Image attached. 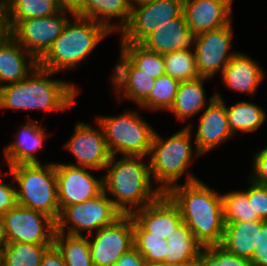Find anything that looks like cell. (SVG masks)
Returning a JSON list of instances; mask_svg holds the SVG:
<instances>
[{
    "mask_svg": "<svg viewBox=\"0 0 267 266\" xmlns=\"http://www.w3.org/2000/svg\"><path fill=\"white\" fill-rule=\"evenodd\" d=\"M198 266H252L249 259L235 256L220 245L204 247Z\"/></svg>",
    "mask_w": 267,
    "mask_h": 266,
    "instance_id": "obj_35",
    "label": "cell"
},
{
    "mask_svg": "<svg viewBox=\"0 0 267 266\" xmlns=\"http://www.w3.org/2000/svg\"><path fill=\"white\" fill-rule=\"evenodd\" d=\"M53 245L61 253L66 266H94L88 236L54 232Z\"/></svg>",
    "mask_w": 267,
    "mask_h": 266,
    "instance_id": "obj_29",
    "label": "cell"
},
{
    "mask_svg": "<svg viewBox=\"0 0 267 266\" xmlns=\"http://www.w3.org/2000/svg\"><path fill=\"white\" fill-rule=\"evenodd\" d=\"M147 266H198V263H183V262L173 263V262L162 261V262L147 264Z\"/></svg>",
    "mask_w": 267,
    "mask_h": 266,
    "instance_id": "obj_45",
    "label": "cell"
},
{
    "mask_svg": "<svg viewBox=\"0 0 267 266\" xmlns=\"http://www.w3.org/2000/svg\"><path fill=\"white\" fill-rule=\"evenodd\" d=\"M110 80L117 100L134 101L138 108L149 97L155 83L150 75L139 70L121 51Z\"/></svg>",
    "mask_w": 267,
    "mask_h": 266,
    "instance_id": "obj_19",
    "label": "cell"
},
{
    "mask_svg": "<svg viewBox=\"0 0 267 266\" xmlns=\"http://www.w3.org/2000/svg\"><path fill=\"white\" fill-rule=\"evenodd\" d=\"M232 22L228 25L194 36L192 48L195 53L197 71L200 77L212 79L225 68L237 51L232 48ZM194 46V47H193Z\"/></svg>",
    "mask_w": 267,
    "mask_h": 266,
    "instance_id": "obj_14",
    "label": "cell"
},
{
    "mask_svg": "<svg viewBox=\"0 0 267 266\" xmlns=\"http://www.w3.org/2000/svg\"><path fill=\"white\" fill-rule=\"evenodd\" d=\"M165 72L179 82L200 78L192 47L163 54Z\"/></svg>",
    "mask_w": 267,
    "mask_h": 266,
    "instance_id": "obj_32",
    "label": "cell"
},
{
    "mask_svg": "<svg viewBox=\"0 0 267 266\" xmlns=\"http://www.w3.org/2000/svg\"><path fill=\"white\" fill-rule=\"evenodd\" d=\"M54 73L38 65L22 81L0 87V109L67 111L75 104L79 88L69 81L51 79Z\"/></svg>",
    "mask_w": 267,
    "mask_h": 266,
    "instance_id": "obj_2",
    "label": "cell"
},
{
    "mask_svg": "<svg viewBox=\"0 0 267 266\" xmlns=\"http://www.w3.org/2000/svg\"><path fill=\"white\" fill-rule=\"evenodd\" d=\"M55 169L60 212L66 206L92 199L103 191V177L93 176V169L62 162L55 163Z\"/></svg>",
    "mask_w": 267,
    "mask_h": 266,
    "instance_id": "obj_16",
    "label": "cell"
},
{
    "mask_svg": "<svg viewBox=\"0 0 267 266\" xmlns=\"http://www.w3.org/2000/svg\"><path fill=\"white\" fill-rule=\"evenodd\" d=\"M253 165L248 179L254 183L267 185V146L253 155Z\"/></svg>",
    "mask_w": 267,
    "mask_h": 266,
    "instance_id": "obj_37",
    "label": "cell"
},
{
    "mask_svg": "<svg viewBox=\"0 0 267 266\" xmlns=\"http://www.w3.org/2000/svg\"><path fill=\"white\" fill-rule=\"evenodd\" d=\"M122 213L104 191L82 203L66 206L56 221V231L76 236H89L112 224ZM87 231V234L85 235Z\"/></svg>",
    "mask_w": 267,
    "mask_h": 266,
    "instance_id": "obj_9",
    "label": "cell"
},
{
    "mask_svg": "<svg viewBox=\"0 0 267 266\" xmlns=\"http://www.w3.org/2000/svg\"><path fill=\"white\" fill-rule=\"evenodd\" d=\"M257 62L247 54L237 52L221 72L222 85L235 92L254 96L266 76V70Z\"/></svg>",
    "mask_w": 267,
    "mask_h": 266,
    "instance_id": "obj_21",
    "label": "cell"
},
{
    "mask_svg": "<svg viewBox=\"0 0 267 266\" xmlns=\"http://www.w3.org/2000/svg\"><path fill=\"white\" fill-rule=\"evenodd\" d=\"M134 247L147 264L199 263L204 245L182 221L178 206L163 193L154 202L135 210Z\"/></svg>",
    "mask_w": 267,
    "mask_h": 266,
    "instance_id": "obj_1",
    "label": "cell"
},
{
    "mask_svg": "<svg viewBox=\"0 0 267 266\" xmlns=\"http://www.w3.org/2000/svg\"><path fill=\"white\" fill-rule=\"evenodd\" d=\"M214 93L216 97L202 111L196 134H194L195 148L203 156L235 136L229 127L226 103L218 90Z\"/></svg>",
    "mask_w": 267,
    "mask_h": 266,
    "instance_id": "obj_17",
    "label": "cell"
},
{
    "mask_svg": "<svg viewBox=\"0 0 267 266\" xmlns=\"http://www.w3.org/2000/svg\"><path fill=\"white\" fill-rule=\"evenodd\" d=\"M27 123L20 126L15 140L7 144L3 150L7 166L23 163H41L36 153L44 146V141L48 138L46 128L39 124L38 120L29 118Z\"/></svg>",
    "mask_w": 267,
    "mask_h": 266,
    "instance_id": "obj_20",
    "label": "cell"
},
{
    "mask_svg": "<svg viewBox=\"0 0 267 266\" xmlns=\"http://www.w3.org/2000/svg\"><path fill=\"white\" fill-rule=\"evenodd\" d=\"M1 217L9 243L53 244L56 222L45 213L17 204Z\"/></svg>",
    "mask_w": 267,
    "mask_h": 266,
    "instance_id": "obj_12",
    "label": "cell"
},
{
    "mask_svg": "<svg viewBox=\"0 0 267 266\" xmlns=\"http://www.w3.org/2000/svg\"><path fill=\"white\" fill-rule=\"evenodd\" d=\"M5 22V0H0V38L7 33Z\"/></svg>",
    "mask_w": 267,
    "mask_h": 266,
    "instance_id": "obj_43",
    "label": "cell"
},
{
    "mask_svg": "<svg viewBox=\"0 0 267 266\" xmlns=\"http://www.w3.org/2000/svg\"><path fill=\"white\" fill-rule=\"evenodd\" d=\"M153 1H155V0H129L131 8L139 6V5H142V4H145V3H150V2H153Z\"/></svg>",
    "mask_w": 267,
    "mask_h": 266,
    "instance_id": "obj_46",
    "label": "cell"
},
{
    "mask_svg": "<svg viewBox=\"0 0 267 266\" xmlns=\"http://www.w3.org/2000/svg\"><path fill=\"white\" fill-rule=\"evenodd\" d=\"M229 127L234 135L251 133L258 130L265 120L267 113L261 106L247 101L236 102L232 106L226 104Z\"/></svg>",
    "mask_w": 267,
    "mask_h": 266,
    "instance_id": "obj_28",
    "label": "cell"
},
{
    "mask_svg": "<svg viewBox=\"0 0 267 266\" xmlns=\"http://www.w3.org/2000/svg\"><path fill=\"white\" fill-rule=\"evenodd\" d=\"M112 33L105 25L93 19L73 15L59 37L38 61V65L55 74L75 69Z\"/></svg>",
    "mask_w": 267,
    "mask_h": 266,
    "instance_id": "obj_6",
    "label": "cell"
},
{
    "mask_svg": "<svg viewBox=\"0 0 267 266\" xmlns=\"http://www.w3.org/2000/svg\"><path fill=\"white\" fill-rule=\"evenodd\" d=\"M209 78L200 77L191 81L180 82L174 103L168 112L173 113L176 120L186 122L202 112L216 97L215 93L206 99L204 82ZM188 119V120H187Z\"/></svg>",
    "mask_w": 267,
    "mask_h": 266,
    "instance_id": "obj_25",
    "label": "cell"
},
{
    "mask_svg": "<svg viewBox=\"0 0 267 266\" xmlns=\"http://www.w3.org/2000/svg\"><path fill=\"white\" fill-rule=\"evenodd\" d=\"M84 0H57L62 11H67L73 15H77L82 10Z\"/></svg>",
    "mask_w": 267,
    "mask_h": 266,
    "instance_id": "obj_42",
    "label": "cell"
},
{
    "mask_svg": "<svg viewBox=\"0 0 267 266\" xmlns=\"http://www.w3.org/2000/svg\"><path fill=\"white\" fill-rule=\"evenodd\" d=\"M193 40L194 35L181 15L155 29L140 44L150 51L166 54L192 47Z\"/></svg>",
    "mask_w": 267,
    "mask_h": 266,
    "instance_id": "obj_23",
    "label": "cell"
},
{
    "mask_svg": "<svg viewBox=\"0 0 267 266\" xmlns=\"http://www.w3.org/2000/svg\"><path fill=\"white\" fill-rule=\"evenodd\" d=\"M131 10L129 0H84L77 16L93 19L114 33L129 23ZM115 18L117 22L112 21Z\"/></svg>",
    "mask_w": 267,
    "mask_h": 266,
    "instance_id": "obj_24",
    "label": "cell"
},
{
    "mask_svg": "<svg viewBox=\"0 0 267 266\" xmlns=\"http://www.w3.org/2000/svg\"><path fill=\"white\" fill-rule=\"evenodd\" d=\"M91 236L94 238L89 239ZM88 240L94 266H115L118 259L134 247L133 217L122 214L112 224L89 235Z\"/></svg>",
    "mask_w": 267,
    "mask_h": 266,
    "instance_id": "obj_10",
    "label": "cell"
},
{
    "mask_svg": "<svg viewBox=\"0 0 267 266\" xmlns=\"http://www.w3.org/2000/svg\"><path fill=\"white\" fill-rule=\"evenodd\" d=\"M72 13L60 11L54 15L19 21L9 33L39 61L62 33Z\"/></svg>",
    "mask_w": 267,
    "mask_h": 266,
    "instance_id": "obj_11",
    "label": "cell"
},
{
    "mask_svg": "<svg viewBox=\"0 0 267 266\" xmlns=\"http://www.w3.org/2000/svg\"><path fill=\"white\" fill-rule=\"evenodd\" d=\"M252 266H267V221L258 230L257 247L250 259Z\"/></svg>",
    "mask_w": 267,
    "mask_h": 266,
    "instance_id": "obj_38",
    "label": "cell"
},
{
    "mask_svg": "<svg viewBox=\"0 0 267 266\" xmlns=\"http://www.w3.org/2000/svg\"><path fill=\"white\" fill-rule=\"evenodd\" d=\"M265 220L225 222L220 246L235 256L251 259L257 247L258 230Z\"/></svg>",
    "mask_w": 267,
    "mask_h": 266,
    "instance_id": "obj_26",
    "label": "cell"
},
{
    "mask_svg": "<svg viewBox=\"0 0 267 266\" xmlns=\"http://www.w3.org/2000/svg\"><path fill=\"white\" fill-rule=\"evenodd\" d=\"M119 48L139 70L152 79L166 74L163 54L150 51L140 43H120Z\"/></svg>",
    "mask_w": 267,
    "mask_h": 266,
    "instance_id": "obj_30",
    "label": "cell"
},
{
    "mask_svg": "<svg viewBox=\"0 0 267 266\" xmlns=\"http://www.w3.org/2000/svg\"><path fill=\"white\" fill-rule=\"evenodd\" d=\"M180 82L168 74L155 79L149 97L139 106L147 111H169L172 107Z\"/></svg>",
    "mask_w": 267,
    "mask_h": 266,
    "instance_id": "obj_33",
    "label": "cell"
},
{
    "mask_svg": "<svg viewBox=\"0 0 267 266\" xmlns=\"http://www.w3.org/2000/svg\"><path fill=\"white\" fill-rule=\"evenodd\" d=\"M0 266H6L5 263L0 259Z\"/></svg>",
    "mask_w": 267,
    "mask_h": 266,
    "instance_id": "obj_47",
    "label": "cell"
},
{
    "mask_svg": "<svg viewBox=\"0 0 267 266\" xmlns=\"http://www.w3.org/2000/svg\"><path fill=\"white\" fill-rule=\"evenodd\" d=\"M249 188L243 190L251 201L253 212L262 219L267 221V185L254 183L248 179Z\"/></svg>",
    "mask_w": 267,
    "mask_h": 266,
    "instance_id": "obj_36",
    "label": "cell"
},
{
    "mask_svg": "<svg viewBox=\"0 0 267 266\" xmlns=\"http://www.w3.org/2000/svg\"><path fill=\"white\" fill-rule=\"evenodd\" d=\"M203 182L178 184L166 194L178 206L183 223L202 245H220L225 229L222 195Z\"/></svg>",
    "mask_w": 267,
    "mask_h": 266,
    "instance_id": "obj_3",
    "label": "cell"
},
{
    "mask_svg": "<svg viewBox=\"0 0 267 266\" xmlns=\"http://www.w3.org/2000/svg\"><path fill=\"white\" fill-rule=\"evenodd\" d=\"M193 124L187 123L175 134L163 138L155 131L148 155L151 177L162 193L179 184L185 174V183L200 180L187 169L202 154L192 145Z\"/></svg>",
    "mask_w": 267,
    "mask_h": 266,
    "instance_id": "obj_5",
    "label": "cell"
},
{
    "mask_svg": "<svg viewBox=\"0 0 267 266\" xmlns=\"http://www.w3.org/2000/svg\"><path fill=\"white\" fill-rule=\"evenodd\" d=\"M8 243L9 242L6 233V228L4 226L2 217L0 216V252L6 247Z\"/></svg>",
    "mask_w": 267,
    "mask_h": 266,
    "instance_id": "obj_44",
    "label": "cell"
},
{
    "mask_svg": "<svg viewBox=\"0 0 267 266\" xmlns=\"http://www.w3.org/2000/svg\"><path fill=\"white\" fill-rule=\"evenodd\" d=\"M234 0H184L183 15L194 36L232 22Z\"/></svg>",
    "mask_w": 267,
    "mask_h": 266,
    "instance_id": "obj_18",
    "label": "cell"
},
{
    "mask_svg": "<svg viewBox=\"0 0 267 266\" xmlns=\"http://www.w3.org/2000/svg\"><path fill=\"white\" fill-rule=\"evenodd\" d=\"M137 111L129 109L113 116L98 115L96 121L111 156H141L146 160L149 155L155 129Z\"/></svg>",
    "mask_w": 267,
    "mask_h": 266,
    "instance_id": "obj_8",
    "label": "cell"
},
{
    "mask_svg": "<svg viewBox=\"0 0 267 266\" xmlns=\"http://www.w3.org/2000/svg\"><path fill=\"white\" fill-rule=\"evenodd\" d=\"M115 266H147V263L144 257L133 247L118 259Z\"/></svg>",
    "mask_w": 267,
    "mask_h": 266,
    "instance_id": "obj_40",
    "label": "cell"
},
{
    "mask_svg": "<svg viewBox=\"0 0 267 266\" xmlns=\"http://www.w3.org/2000/svg\"><path fill=\"white\" fill-rule=\"evenodd\" d=\"M95 122L98 128L83 121L76 123L72 136L63 144V148L70 152L77 161L67 164L104 171L111 154L102 128L97 121Z\"/></svg>",
    "mask_w": 267,
    "mask_h": 266,
    "instance_id": "obj_15",
    "label": "cell"
},
{
    "mask_svg": "<svg viewBox=\"0 0 267 266\" xmlns=\"http://www.w3.org/2000/svg\"><path fill=\"white\" fill-rule=\"evenodd\" d=\"M1 177L0 171V216L4 215L18 204L16 186H14L12 182L9 184L8 182H4Z\"/></svg>",
    "mask_w": 267,
    "mask_h": 266,
    "instance_id": "obj_39",
    "label": "cell"
},
{
    "mask_svg": "<svg viewBox=\"0 0 267 266\" xmlns=\"http://www.w3.org/2000/svg\"><path fill=\"white\" fill-rule=\"evenodd\" d=\"M223 201L224 222H244L262 220L257 213L253 212L251 201L247 194L242 191H230L221 194Z\"/></svg>",
    "mask_w": 267,
    "mask_h": 266,
    "instance_id": "obj_34",
    "label": "cell"
},
{
    "mask_svg": "<svg viewBox=\"0 0 267 266\" xmlns=\"http://www.w3.org/2000/svg\"><path fill=\"white\" fill-rule=\"evenodd\" d=\"M60 11L57 0H5L7 31L21 20L47 17Z\"/></svg>",
    "mask_w": 267,
    "mask_h": 266,
    "instance_id": "obj_27",
    "label": "cell"
},
{
    "mask_svg": "<svg viewBox=\"0 0 267 266\" xmlns=\"http://www.w3.org/2000/svg\"><path fill=\"white\" fill-rule=\"evenodd\" d=\"M184 0H155L132 7L129 23L121 30L120 43H141L155 29L183 15Z\"/></svg>",
    "mask_w": 267,
    "mask_h": 266,
    "instance_id": "obj_13",
    "label": "cell"
},
{
    "mask_svg": "<svg viewBox=\"0 0 267 266\" xmlns=\"http://www.w3.org/2000/svg\"><path fill=\"white\" fill-rule=\"evenodd\" d=\"M40 266H66L61 253L52 245L42 256Z\"/></svg>",
    "mask_w": 267,
    "mask_h": 266,
    "instance_id": "obj_41",
    "label": "cell"
},
{
    "mask_svg": "<svg viewBox=\"0 0 267 266\" xmlns=\"http://www.w3.org/2000/svg\"><path fill=\"white\" fill-rule=\"evenodd\" d=\"M8 168L10 171L2 176L11 175L15 182L18 205L43 212L56 222L60 208L55 162L23 163Z\"/></svg>",
    "mask_w": 267,
    "mask_h": 266,
    "instance_id": "obj_7",
    "label": "cell"
},
{
    "mask_svg": "<svg viewBox=\"0 0 267 266\" xmlns=\"http://www.w3.org/2000/svg\"><path fill=\"white\" fill-rule=\"evenodd\" d=\"M38 61L7 32L0 38V87L25 79Z\"/></svg>",
    "mask_w": 267,
    "mask_h": 266,
    "instance_id": "obj_22",
    "label": "cell"
},
{
    "mask_svg": "<svg viewBox=\"0 0 267 266\" xmlns=\"http://www.w3.org/2000/svg\"><path fill=\"white\" fill-rule=\"evenodd\" d=\"M141 156H111L104 168L103 191L122 214H132L163 193L155 187L149 160ZM117 159V160H116ZM108 169V170H107ZM154 185V186H153ZM153 186V187H152Z\"/></svg>",
    "mask_w": 267,
    "mask_h": 266,
    "instance_id": "obj_4",
    "label": "cell"
},
{
    "mask_svg": "<svg viewBox=\"0 0 267 266\" xmlns=\"http://www.w3.org/2000/svg\"><path fill=\"white\" fill-rule=\"evenodd\" d=\"M53 244L8 243L0 252L6 266H40L45 251Z\"/></svg>",
    "mask_w": 267,
    "mask_h": 266,
    "instance_id": "obj_31",
    "label": "cell"
}]
</instances>
